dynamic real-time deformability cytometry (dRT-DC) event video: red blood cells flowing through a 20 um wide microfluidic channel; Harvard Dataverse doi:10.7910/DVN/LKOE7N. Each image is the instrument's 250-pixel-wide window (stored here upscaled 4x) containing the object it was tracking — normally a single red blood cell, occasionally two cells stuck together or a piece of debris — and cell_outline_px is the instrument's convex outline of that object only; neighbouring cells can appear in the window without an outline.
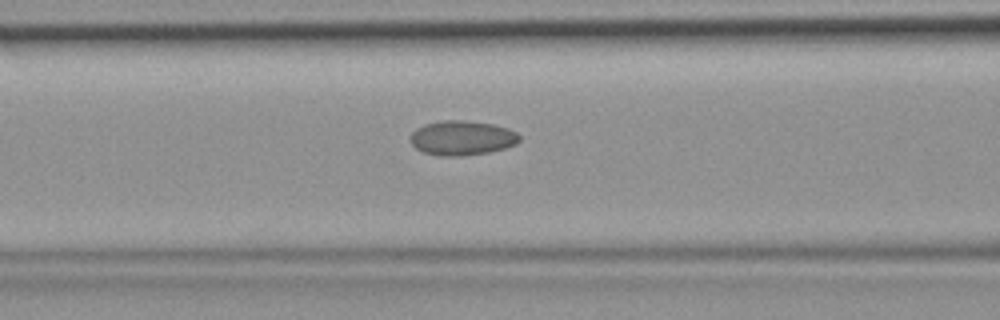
{"species": "common noctule bat (a hibernating species)", "species_latin": "Nyctalus noctula", "temperature_condition": "room temperature", "stored_images_in_passage": 46, "camera_frame_rate_fps": 3000, "um_per_image_px": 0.085, "animal": {"sex": "female", "body_mass_g": 19.9}, "frame": {"image": 1, "passage_image": 19, "time_ms": 6.0, "image_size_px": [1000, 320], "cell_outline_px": [[520, 140], [516, 144], [504, 148], [488, 152], [460, 156], [440, 156], [424, 152], [416, 148], [412, 144], [412, 132], [416, 128], [424, 124], [444, 120], [464, 120], [492, 124], [508, 128], [516, 132], [520, 136]], "centroid_in_image_um": [39.28, 11.72], "position_along_channel_um": 127.3, "area_um2": 21.85}}
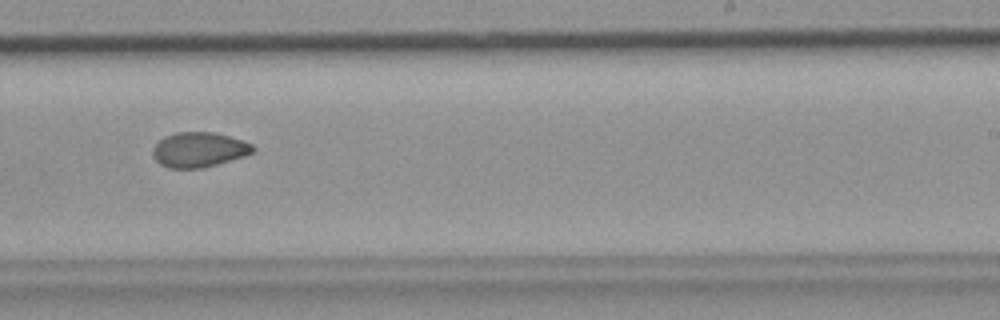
{"frame": {"image": 2, "passage_image": 29, "time_ms": 9.333, "image_size_px": [1000, 320], "cell_outline_px": [[256, 148], [252, 152], [244, 156], [204, 168], [168, 168], [160, 164], [152, 156], [152, 148], [164, 136], [176, 132], [212, 132], [244, 140], [252, 144]], "centroid_in_image_um": [16.9, 12.72], "position_along_channel_um": 272.1, "area_um2": 20.46}}
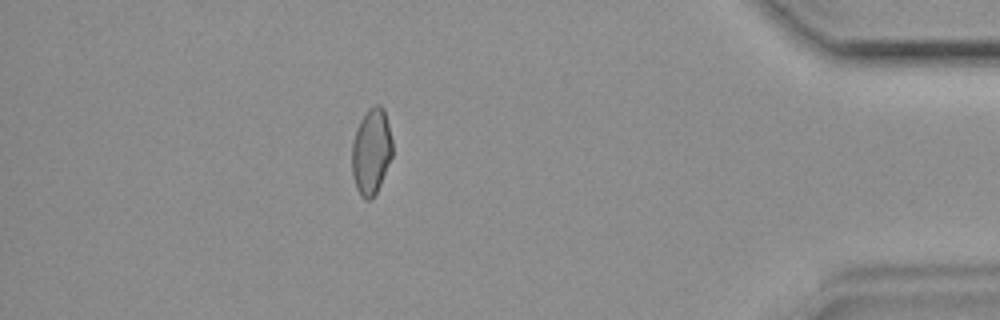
{"frame": {"image": 3, "passage_image": 41, "time_ms": 13.333, "image_size_px": [1000, 320], "cell_outline_px": [[392, 156], [380, 184], [372, 200], [364, 200], [360, 196], [356, 188], [352, 176], [352, 144], [356, 128], [360, 120], [368, 108], [376, 104], [380, 104], [384, 108], [392, 140]], "centroid_in_image_um": [31.55, 12.88], "position_along_channel_um": 403.7, "area_um2": 20.46}}